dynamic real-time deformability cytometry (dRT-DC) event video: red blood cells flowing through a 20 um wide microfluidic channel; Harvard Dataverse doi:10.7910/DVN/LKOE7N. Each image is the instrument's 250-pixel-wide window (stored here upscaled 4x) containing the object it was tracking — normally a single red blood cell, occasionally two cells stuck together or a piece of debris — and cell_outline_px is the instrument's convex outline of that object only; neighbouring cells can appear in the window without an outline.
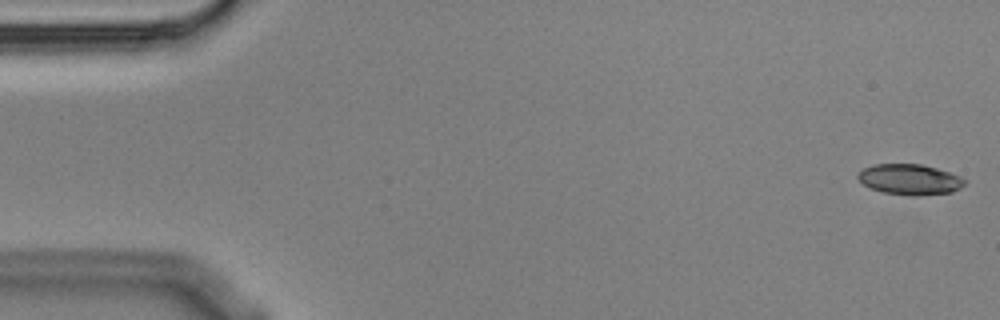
{"species": "Egyptian fruit bat (a non-hibernating species)", "species_latin": "Rousettus aegyptiacus", "temperature_condition": "cold", "stored_images_in_passage": 4, "segment_of_instrument_passage": [2, 2], "camera_frame_rate_fps": 3000, "um_per_image_px": 0.085, "animal": {"sex": "male"}, "frame": {"image": 1, "passage_image": 4, "time_ms": 1.0, "image_size_px": [1000, 320], "cell_outline_px": [[968, 180], [960, 188], [952, 192], [916, 196], [908, 196], [880, 192], [864, 184], [856, 176], [864, 168], [872, 164], [920, 164], [936, 168], [960, 176]], "centroid_in_image_um": [77.34, 15.26], "position_along_channel_um": 7.7, "area_um2": 19.07}}